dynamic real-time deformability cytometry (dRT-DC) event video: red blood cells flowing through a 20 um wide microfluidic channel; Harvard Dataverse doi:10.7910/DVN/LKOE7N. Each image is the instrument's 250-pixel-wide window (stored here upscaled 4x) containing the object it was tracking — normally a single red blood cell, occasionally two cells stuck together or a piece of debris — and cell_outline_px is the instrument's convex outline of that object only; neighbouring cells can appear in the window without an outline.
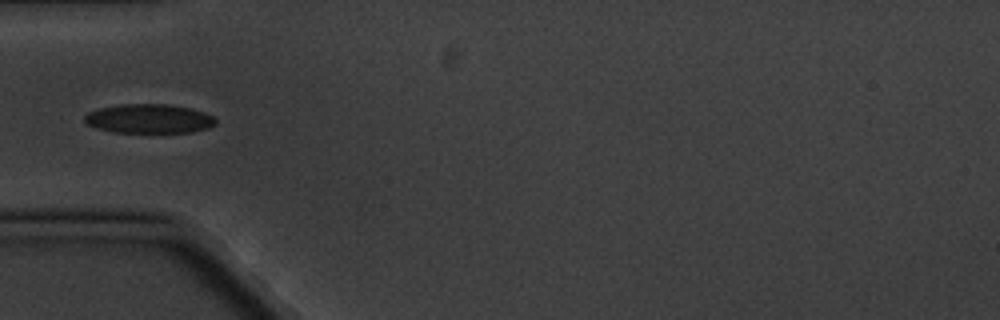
{"species": "common noctule bat (a hibernating species)", "species_latin": "Nyctalus noctula", "temperature_condition": "cold", "stored_images_in_passage": 10, "camera_frame_rate_fps": 3000, "um_per_image_px": 0.085, "animal": {"sex": "male", "body_mass_g": 20.1, "forearm_length_mm": 53.5}, "frame": {"image": 1, "passage_image": 4, "time_ms": 4.333, "image_size_px": [1000, 320], "cell_outline_px": [[216, 124], [208, 128], [192, 132], [112, 132], [96, 128], [84, 124], [84, 116], [88, 112], [100, 108], [120, 104], [168, 104], [188, 108], [204, 112], [212, 116], [216, 120]], "centroid_in_image_um": [12.63, 10.09], "position_along_channel_um": 72.4, "area_um2": 22.31}}